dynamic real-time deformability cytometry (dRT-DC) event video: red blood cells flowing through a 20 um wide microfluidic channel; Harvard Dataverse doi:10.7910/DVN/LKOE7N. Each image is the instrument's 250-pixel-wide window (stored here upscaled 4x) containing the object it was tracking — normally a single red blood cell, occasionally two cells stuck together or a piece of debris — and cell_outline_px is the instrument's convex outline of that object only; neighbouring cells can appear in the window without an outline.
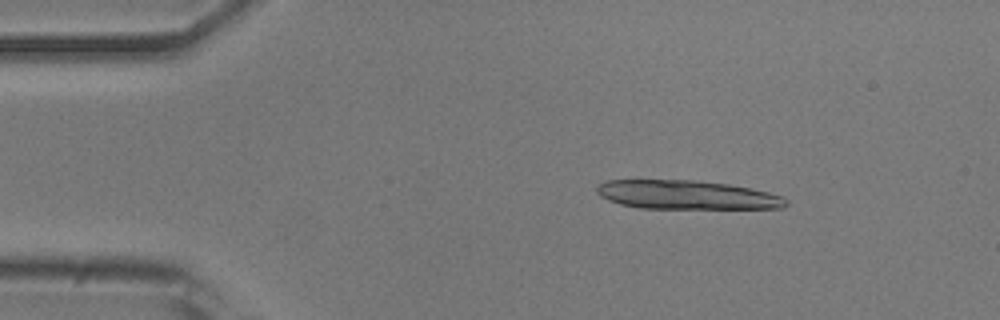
{"species": "common noctule bat (a hibernating species)", "species_latin": "Nyctalus noctula", "temperature_condition": "room temperature", "stored_images_in_passage": 52, "camera_frame_rate_fps": 3000, "um_per_image_px": 0.085, "animal": {"sex": "male", "body_mass_g": 20.5, "forearm_length_mm": 52.5}, "frame": {"image": 1, "passage_image": 7, "time_ms": 2.0, "image_size_px": [1000, 320], "cell_outline_px": [[788, 204], [784, 208], [640, 208], [620, 204], [608, 200], [600, 196], [596, 192], [596, 188], [604, 180], [692, 180], [728, 184], [768, 192], [784, 196], [788, 200]], "centroid_in_image_um": [58.37, 16.56], "position_along_channel_um": 26.6, "area_um2": 31.79}}
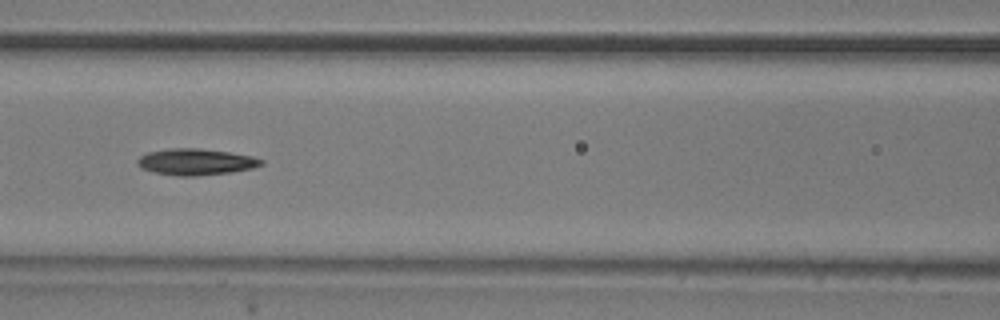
{"frame": {"image": 2, "passage_image": 22, "time_ms": 7.0, "image_size_px": [1000, 320], "cell_outline_px": [[264, 164], [252, 168], [232, 172], [196, 176], [176, 176], [152, 172], [140, 168], [136, 164], [136, 160], [140, 156], [148, 152], [168, 148], [200, 148], [228, 152], [252, 156], [264, 160]], "centroid_in_image_um": [16.61, 13.76], "position_along_channel_um": 150.0, "area_um2": 19.25}}
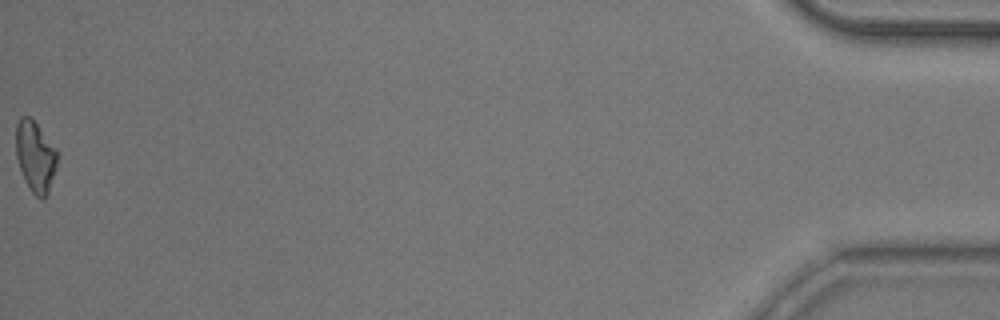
{"frame": {"image": 3, "passage_image": 52, "time_ms": 17.0, "image_size_px": [1000, 320], "cell_outline_px": [[56, 168], [48, 192], [40, 200], [32, 192], [24, 180], [16, 156], [16, 124], [20, 116], [28, 116], [36, 124], [56, 148]], "centroid_in_image_um": [2.98, 13.3], "position_along_channel_um": 432.2, "area_um2": 16.76}, "authors_computed_cell_mechanics": {"area_um2": 18.207, "velocity_mm_per_s": 3.8428, "shape_relaxation_time_tau1_ms": 4.579, "shape_relaxation_time_tau2_ms": null, "deformation_change_tau1": 0.1522, "deformation_change_tau2": null}}